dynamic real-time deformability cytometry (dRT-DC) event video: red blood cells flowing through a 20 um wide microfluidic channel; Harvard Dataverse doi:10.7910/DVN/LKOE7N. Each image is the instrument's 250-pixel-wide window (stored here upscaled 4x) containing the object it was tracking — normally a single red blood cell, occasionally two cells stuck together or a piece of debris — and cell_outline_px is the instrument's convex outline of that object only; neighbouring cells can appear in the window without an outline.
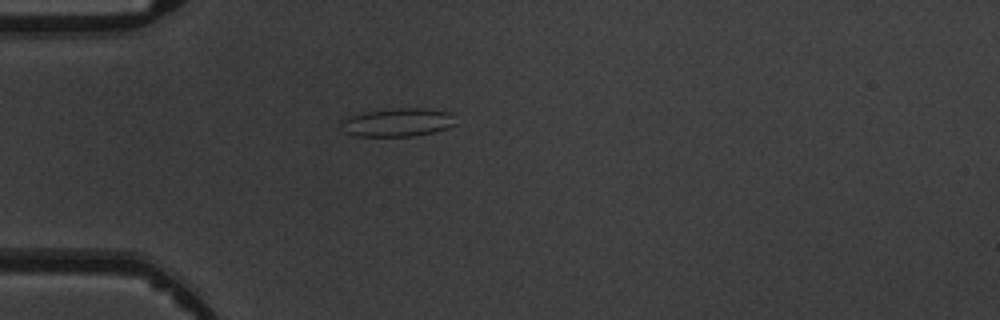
{"species": "common noctule bat (a hibernating species)", "species_latin": "Nyctalus noctula", "temperature_condition": "warm", "stored_images_in_passage": 2, "camera_frame_rate_fps": 3000, "um_per_image_px": 0.085, "animal": {"sex": "male", "body_mass_g": 19.5, "forearm_length_mm": 54.6}, "frame": {"image": 1, "passage_image": 2, "time_ms": 1.333, "image_size_px": [1000, 320], "cell_outline_px": [[456, 124], [448, 128], [432, 132], [412, 136], [356, 136], [344, 132], [340, 124], [340, 120], [364, 112], [396, 108], [424, 108], [452, 112]], "centroid_in_image_um": [33.81, 10.4], "position_along_channel_um": 51.2, "area_um2": 18.96}}